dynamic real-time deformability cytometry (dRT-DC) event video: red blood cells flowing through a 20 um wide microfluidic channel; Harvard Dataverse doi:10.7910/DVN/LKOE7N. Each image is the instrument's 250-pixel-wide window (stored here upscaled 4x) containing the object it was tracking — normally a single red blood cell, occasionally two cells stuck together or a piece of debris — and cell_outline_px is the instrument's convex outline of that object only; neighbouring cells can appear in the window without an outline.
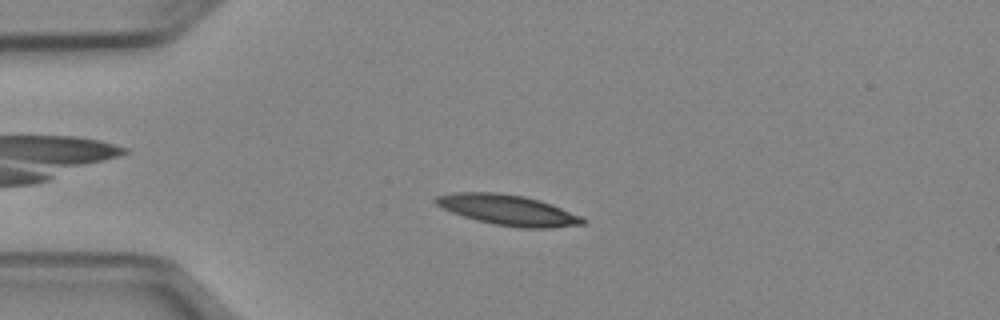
{"species": "Egyptian fruit bat (a non-hibernating species)", "species_latin": "Rousettus aegyptiacus", "temperature_condition": "cold", "stored_images_in_passage": 48, "camera_frame_rate_fps": 3000, "um_per_image_px": 0.085, "animal": {"sex": "female"}, "frame": {"image": 1, "passage_image": 9, "time_ms": 2.667, "image_size_px": [1000, 320], "cell_outline_px": [[584, 224], [548, 228], [516, 228], [492, 224], [476, 220], [452, 212], [436, 204], [432, 200], [436, 196], [452, 192], [496, 192], [524, 196], [540, 200], [552, 204], [584, 216]], "centroid_in_image_um": [43.19, 17.85], "position_along_channel_um": 41.8, "area_um2": 26.3}}
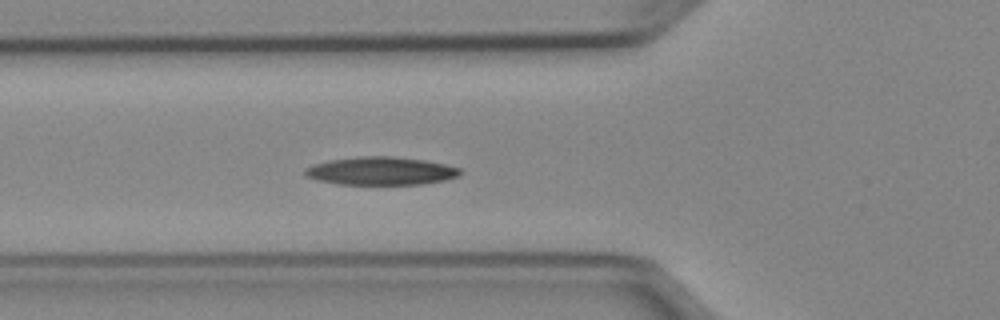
{"frame": {"image": 2, "passage_image": 15, "time_ms": 4.667, "image_size_px": [1000, 320], "cell_outline_px": [[460, 176], [444, 180], [420, 184], [336, 184], [316, 180], [304, 176], [304, 168], [312, 164], [328, 160], [360, 156], [392, 156], [424, 160], [444, 164], [460, 168]], "centroid_in_image_um": [32.31, 14.53], "position_along_channel_um": 93.5, "area_um2": 25.49}}
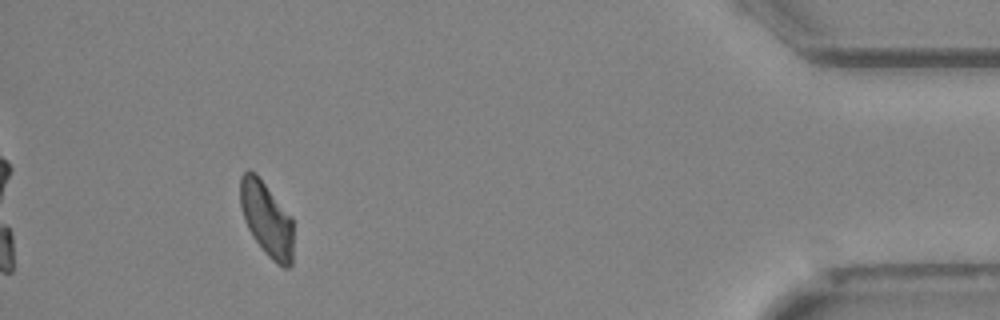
{"frame": {"image": 3, "passage_image": 44, "time_ms": 14.333, "image_size_px": [1000, 320], "cell_outline_px": [[292, 264], [288, 268], [284, 268], [276, 264], [264, 252], [252, 236], [244, 220], [240, 208], [240, 176], [248, 168], [256, 172], [292, 216]], "centroid_in_image_um": [22.65, 18.59], "position_along_channel_um": 412.6, "area_um2": 23.47}, "authors_computed_cell_mechanics": {"area_um2": 24.5072, "velocity_mm_per_s": 3.9141, "shape_relaxation_time_tau1_ms": 4.925, "shape_relaxation_time_tau2_ms": null, "deformation_change_tau1": 0.1348, "deformation_change_tau2": null}}